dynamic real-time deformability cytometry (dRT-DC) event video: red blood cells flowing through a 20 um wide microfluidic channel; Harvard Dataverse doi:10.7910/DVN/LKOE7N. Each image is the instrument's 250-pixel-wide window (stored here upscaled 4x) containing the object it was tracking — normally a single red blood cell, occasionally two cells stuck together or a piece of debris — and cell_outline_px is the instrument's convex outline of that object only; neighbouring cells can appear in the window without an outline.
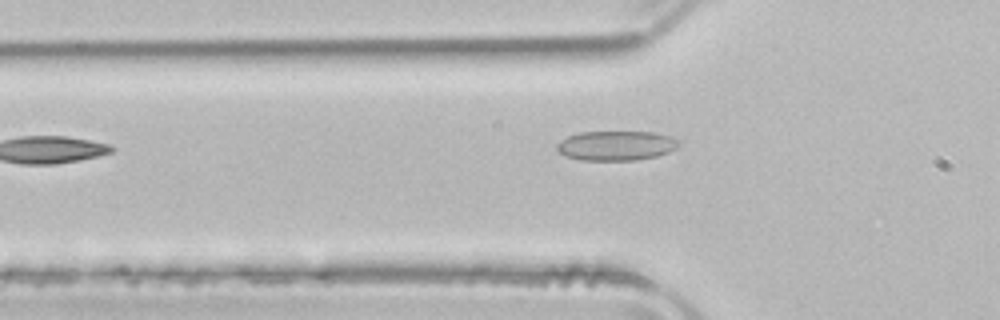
{"species": "common noctule bat (a hibernating species)", "species_latin": "Nyctalus noctula", "temperature_condition": "room temperature", "stored_images_in_passage": 30, "camera_frame_rate_fps": 3000, "um_per_image_px": 0.085, "animal": {"sex": "male", "body_mass_g": 21.5, "forearm_length_mm": 52.0}, "frame": {"image": 1, "passage_image": 4, "time_ms": 1.0, "image_size_px": [1000, 320], "cell_outline_px": [[680, 144], [676, 148], [668, 152], [656, 156], [636, 160], [580, 160], [564, 156], [556, 148], [556, 144], [560, 140], [568, 136], [580, 132], [656, 132], [672, 136], [680, 140]], "centroid_in_image_um": [52.38, 12.37], "position_along_channel_um": 73.4, "area_um2": 21.21}}
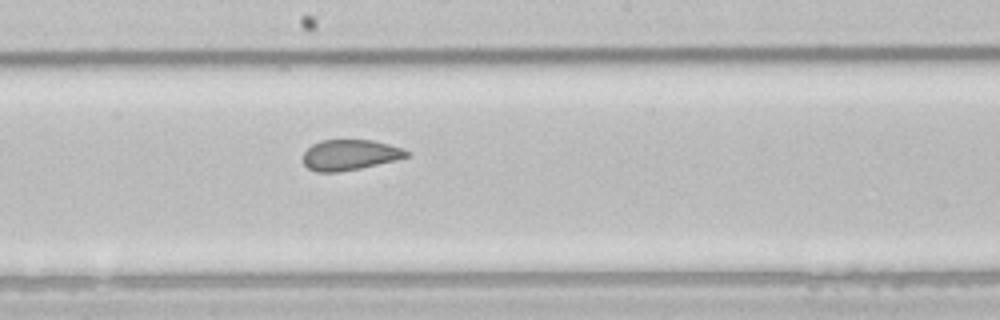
{"frame": {"image": 2, "passage_image": 15, "time_ms": 4.667, "image_size_px": [1000, 320], "cell_outline_px": [[412, 156], [396, 160], [360, 168], [340, 172], [316, 172], [308, 168], [304, 164], [304, 152], [312, 144], [320, 140], [372, 140], [404, 148], [412, 152]], "centroid_in_image_um": [29.79, 13.16], "position_along_channel_um": 218.4, "area_um2": 18.61}}
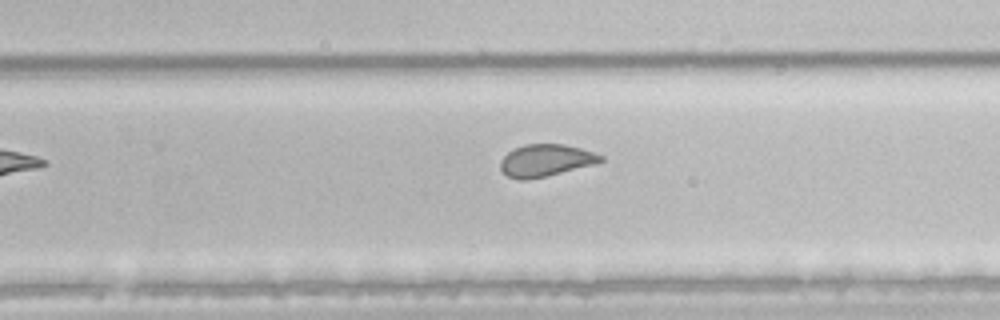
{"frame": {"image": 3, "passage_image": 20, "time_ms": 6.333, "image_size_px": [1000, 320], "cell_outline_px": [[604, 160], [596, 164], [544, 176], [524, 180], [520, 180], [508, 176], [500, 168], [500, 160], [512, 148], [524, 144], [564, 144], [580, 148], [604, 156]], "centroid_in_image_um": [46.37, 13.62], "position_along_channel_um": 283.4, "area_um2": 18.67}}